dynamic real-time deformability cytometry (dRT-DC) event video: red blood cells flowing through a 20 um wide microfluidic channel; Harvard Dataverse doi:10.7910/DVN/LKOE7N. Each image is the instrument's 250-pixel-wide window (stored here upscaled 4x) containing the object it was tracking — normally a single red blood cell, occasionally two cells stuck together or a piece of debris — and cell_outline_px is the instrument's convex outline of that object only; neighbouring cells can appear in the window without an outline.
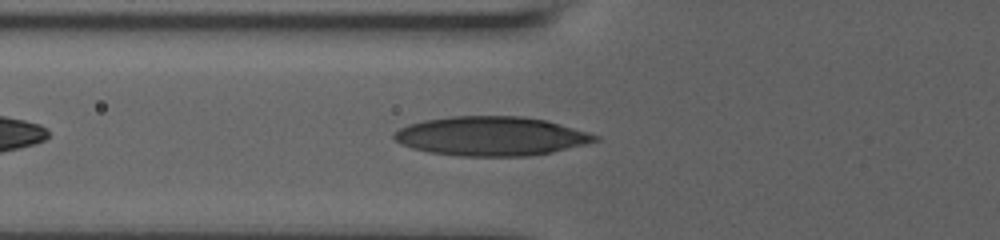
{"species": "human", "species_latin": "Homo sapiens", "temperature_condition": "room temperature", "stored_images_in_passage": 41, "camera_frame_rate_fps": 3000, "um_per_image_px": 0.085, "donor": {"sex": "male"}, "frame": {"image": 1, "passage_image": 6, "time_ms": 1.667, "image_size_px": [1000, 240], "cell_outline_px": [[600, 140], [552, 152], [528, 156], [456, 156], [428, 152], [412, 148], [400, 144], [392, 136], [392, 132], [408, 124], [424, 120], [452, 116], [520, 116], [544, 120], [560, 124], [600, 136]], "centroid_in_image_um": [41.69, 11.57], "position_along_channel_um": 84.1, "area_um2": 45.84}}
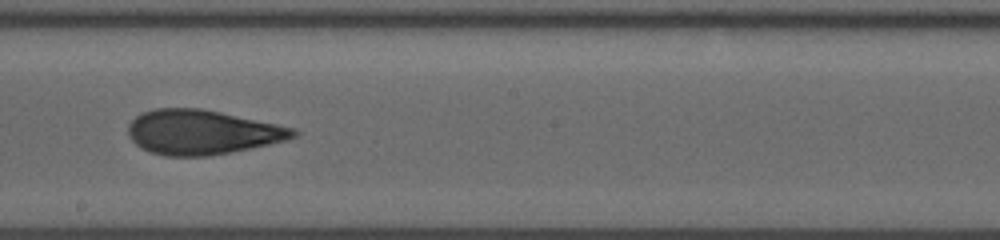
{"frame": {"image": 2, "passage_image": 18, "time_ms": 5.667, "image_size_px": [1000, 240], "cell_outline_px": [[300, 132], [296, 136], [288, 140], [232, 152], [208, 156], [164, 156], [140, 148], [128, 136], [128, 124], [136, 116], [144, 112], [156, 108], [200, 108], [220, 112], [296, 128]], "centroid_in_image_um": [17.19, 11.24], "position_along_channel_um": 231.0, "area_um2": 42.95}}
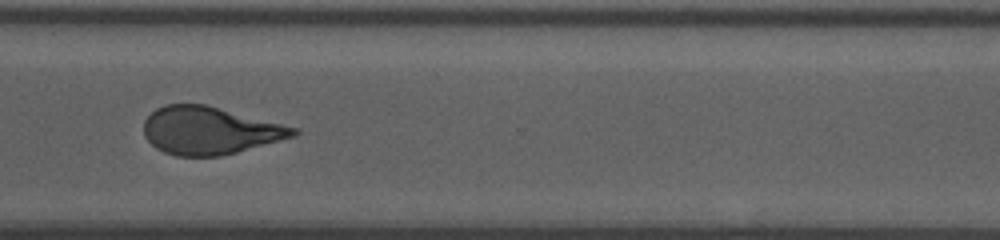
{"frame": {"image": 3, "passage_image": 28, "time_ms": 9.0, "image_size_px": [1000, 240], "cell_outline_px": [[300, 132], [296, 136], [236, 152], [220, 156], [176, 156], [164, 152], [156, 148], [144, 136], [144, 120], [156, 108], [164, 104], [204, 104], [300, 128]], "centroid_in_image_um": [17.83, 11.09], "position_along_channel_um": 352.8, "area_um2": 41.5}, "authors_computed_cell_mechanics": {"area_um2": 42.2518, "velocity_mm_per_s": 3.6656, "shape_relaxation_time_tau1_ms": 8.8276, "shape_relaxation_time_tau2_ms": 2.1499, "deformation_change_tau1": 0.2318, "deformation_change_tau2": 0.1067}}